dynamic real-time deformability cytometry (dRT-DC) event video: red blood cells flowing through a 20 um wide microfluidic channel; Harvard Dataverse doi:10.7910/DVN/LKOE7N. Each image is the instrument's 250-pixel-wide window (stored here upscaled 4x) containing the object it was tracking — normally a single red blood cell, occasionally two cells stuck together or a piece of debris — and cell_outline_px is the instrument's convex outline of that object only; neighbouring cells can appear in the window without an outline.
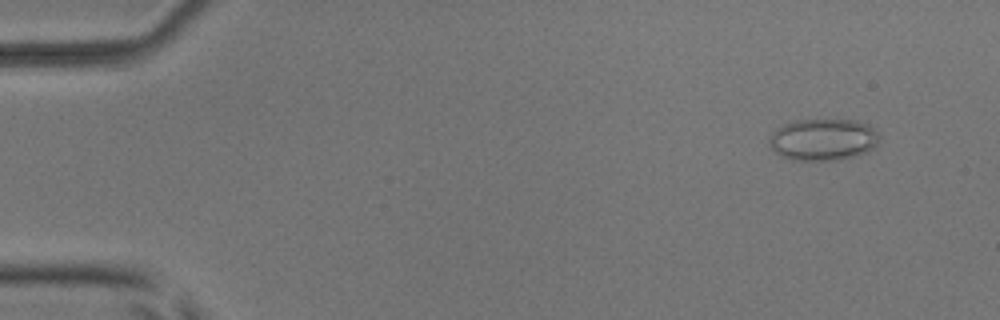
{"species": "common noctule bat (a hibernating species)", "species_latin": "Nyctalus noctula", "temperature_condition": "room temperature", "stored_images_in_passage": 5, "camera_frame_rate_fps": 3000, "um_per_image_px": 0.085, "animal": {"sex": "male", "body_mass_g": 17.9, "forearm_length_mm": 54.2}, "frame": {"image": 1, "passage_image": 1, "time_ms": 0.0, "image_size_px": [1000, 320], "cell_outline_px": [[880, 136], [876, 144], [872, 148], [864, 152], [840, 160], [796, 160], [780, 156], [768, 144], [768, 140], [772, 132], [784, 124], [796, 120], [856, 120], [868, 124]], "centroid_in_image_um": [69.93, 11.86], "position_along_channel_um": 15.1, "area_um2": 26.65}}
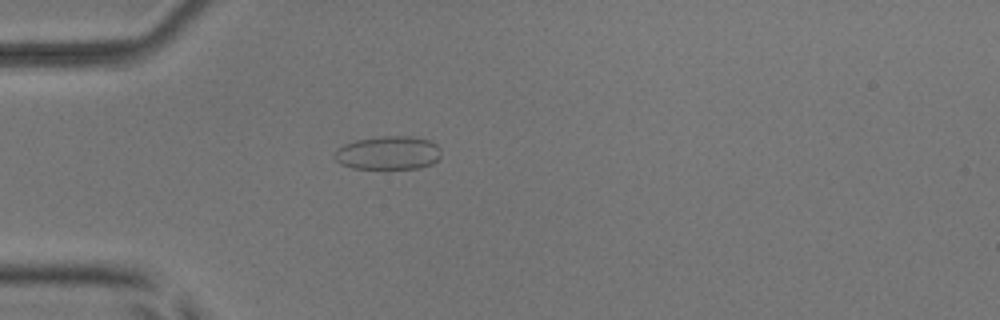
{"frame": {"image": 2, "passage_image": 4, "time_ms": 3.667, "image_size_px": [1000, 320], "cell_outline_px": [[440, 156], [432, 164], [420, 168], [352, 168], [340, 164], [332, 156], [336, 148], [344, 144], [356, 140], [380, 136], [412, 136], [428, 140], [436, 144], [440, 148]], "centroid_in_image_um": [32.96, 12.99], "position_along_channel_um": 52.0, "area_um2": 20.92}}